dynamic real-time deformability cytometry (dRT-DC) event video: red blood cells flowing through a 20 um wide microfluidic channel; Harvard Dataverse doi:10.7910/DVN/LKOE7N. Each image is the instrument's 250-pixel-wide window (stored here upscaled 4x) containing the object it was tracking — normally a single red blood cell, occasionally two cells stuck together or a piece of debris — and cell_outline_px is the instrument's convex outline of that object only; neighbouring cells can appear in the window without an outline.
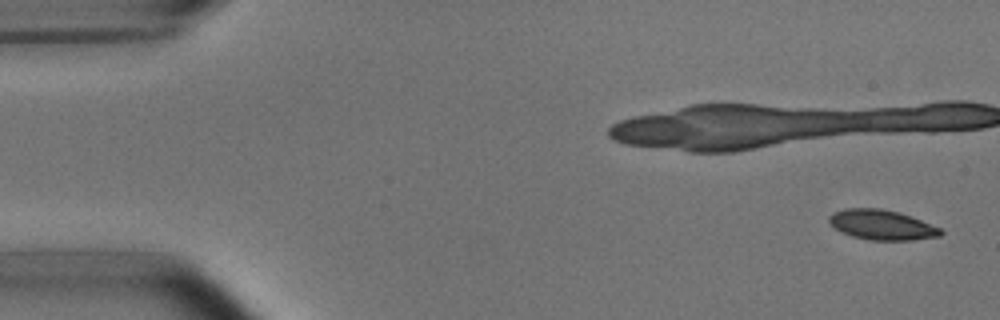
{"species": "common noctule bat (a hibernating species)", "species_latin": "Nyctalus noctula", "temperature_condition": "room temperature", "stored_images_in_passage": 6, "camera_frame_rate_fps": 3000, "um_per_image_px": 0.085, "animal": {"sex": "male", "body_mass_g": 15.6}, "frame": {"image": 1, "passage_image": 1, "time_ms": 0.0, "image_size_px": [1000, 320], "cell_outline_px": [[944, 232], [940, 236], [912, 240], [868, 240], [852, 236], [840, 232], [828, 220], [828, 216], [832, 212], [844, 208], [880, 208], [900, 212], [940, 228]], "centroid_in_image_um": [74.92, 19.11], "position_along_channel_um": 10.1, "area_um2": 19.54}}